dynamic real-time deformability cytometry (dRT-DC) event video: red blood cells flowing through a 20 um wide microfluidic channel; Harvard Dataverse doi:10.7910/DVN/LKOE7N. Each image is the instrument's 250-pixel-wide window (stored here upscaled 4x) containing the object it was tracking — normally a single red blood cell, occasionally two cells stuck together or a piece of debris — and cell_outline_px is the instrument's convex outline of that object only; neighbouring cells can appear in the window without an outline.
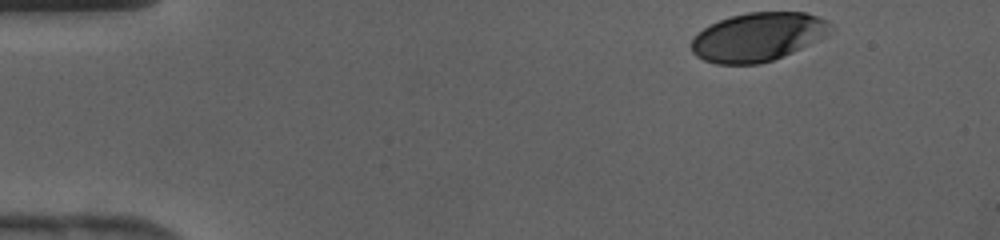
{"species": "human", "species_latin": "Homo sapiens", "temperature_condition": "cold", "stored_images_in_passage": 32, "camera_frame_rate_fps": 3000, "um_per_image_px": 0.085, "donor": {"sex": "female"}, "frame": {"image": 1, "passage_image": 1, "time_ms": 0.0, "image_size_px": [1000, 240], "cell_outline_px": [[828, 36], [820, 40], [792, 52], [772, 60], [760, 64], [716, 64], [704, 60], [696, 56], [692, 52], [692, 40], [696, 32], [720, 20], [732, 16], [748, 12], [804, 12], [816, 16], [824, 20], [828, 24]], "centroid_in_image_um": [64.39, 3.15], "position_along_channel_um": 20.6, "area_um2": 39.13}}
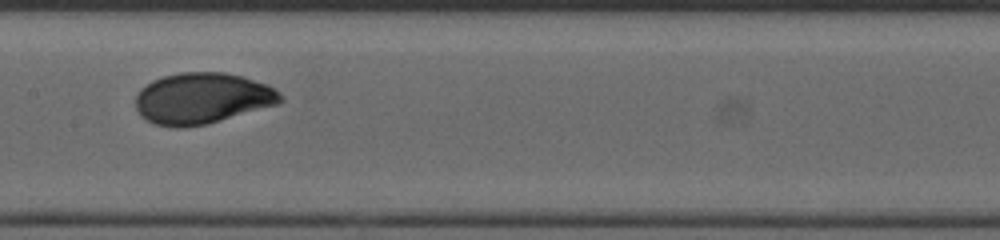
{"frame": {"image": 2, "passage_image": 18, "time_ms": 5.667, "image_size_px": [1000, 240], "cell_outline_px": [[284, 100], [276, 104], [204, 124], [180, 128], [156, 124], [140, 116], [136, 108], [136, 96], [140, 88], [152, 80], [164, 76], [180, 72], [224, 72], [240, 76], [268, 84], [276, 88], [284, 96]], "centroid_in_image_um": [17.18, 8.34], "position_along_channel_um": 190.2, "area_um2": 42.83}}
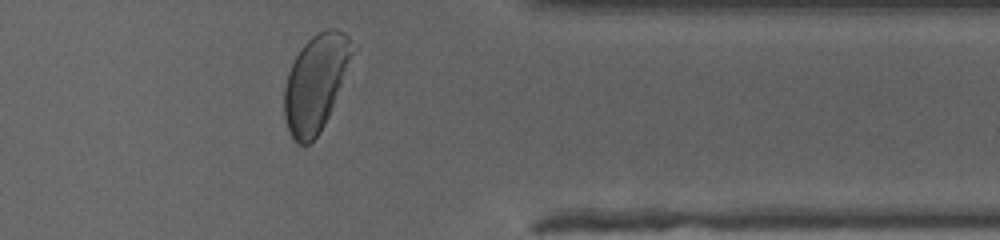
{"frame": {"image": 3, "passage_image": 31, "time_ms": 10.0, "image_size_px": [1000, 240], "cell_outline_px": [[360, 48], [328, 116], [320, 132], [308, 144], [296, 144], [292, 140], [288, 132], [284, 116], [284, 88], [288, 72], [300, 48], [312, 36], [328, 28], [336, 28], [344, 32]], "centroid_in_image_um": [26.9, 7.0], "position_along_channel_um": 384.5, "area_um2": 39.36}}